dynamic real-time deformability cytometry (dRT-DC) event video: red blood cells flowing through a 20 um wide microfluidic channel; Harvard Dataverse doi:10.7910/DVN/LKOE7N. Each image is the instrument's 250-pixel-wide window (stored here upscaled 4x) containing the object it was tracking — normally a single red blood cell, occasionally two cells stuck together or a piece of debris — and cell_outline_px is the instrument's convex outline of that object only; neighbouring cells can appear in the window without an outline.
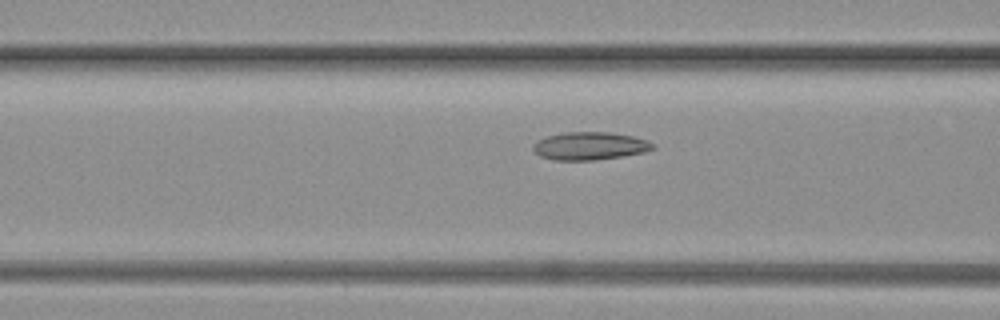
{"species": "common noctule bat (a hibernating species)", "species_latin": "Nyctalus noctula", "temperature_condition": "warm", "stored_images_in_passage": 57, "camera_frame_rate_fps": 3000, "um_per_image_px": 0.085, "animal": {"sex": "female", "body_mass_g": 19.3, "forearm_length_mm": 54.1}, "frame": {"image": 1, "passage_image": 7, "time_ms": 2.0, "image_size_px": [1000, 320], "cell_outline_px": [[656, 148], [644, 152], [596, 160], [552, 160], [540, 156], [532, 148], [532, 144], [548, 136], [564, 132], [608, 132], [632, 136], [644, 140], [652, 144]], "centroid_in_image_um": [50.1, 12.41], "position_along_channel_um": 116.5, "area_um2": 19.19}}
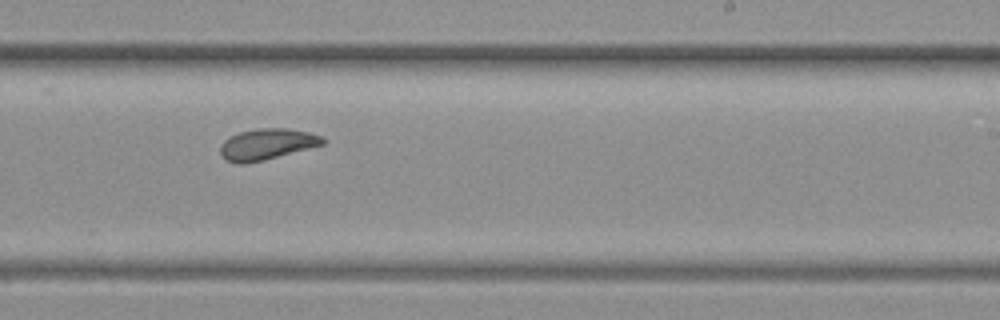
{"frame": {"image": 2, "passage_image": 25, "time_ms": 8.0, "image_size_px": [1000, 320], "cell_outline_px": [[324, 144], [264, 160], [244, 164], [240, 164], [228, 160], [220, 152], [220, 148], [224, 140], [240, 132], [260, 128], [288, 128], [308, 132], [324, 136]], "centroid_in_image_um": [22.72, 12.25], "position_along_channel_um": 266.3, "area_um2": 18.26}}
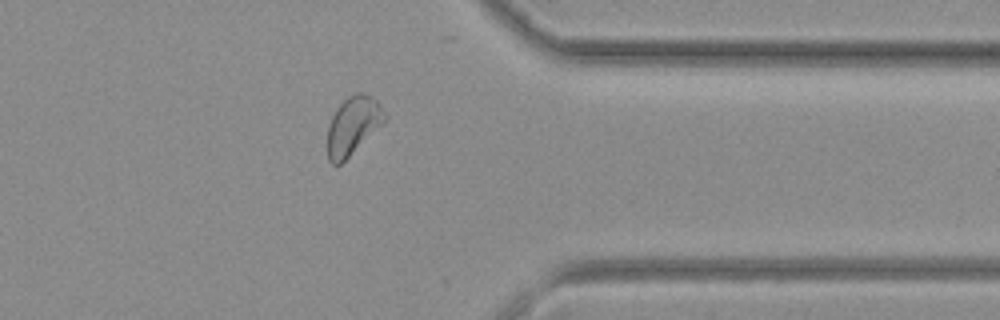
{"frame": {"image": 3, "passage_image": 40, "time_ms": 13.0, "image_size_px": [1000, 320], "cell_outline_px": [[388, 116], [340, 164], [332, 164], [328, 160], [328, 124], [336, 108], [348, 96], [356, 92], [364, 92], [376, 100]], "centroid_in_image_um": [29.97, 10.63], "position_along_channel_um": 381.4, "area_um2": 18.73}}